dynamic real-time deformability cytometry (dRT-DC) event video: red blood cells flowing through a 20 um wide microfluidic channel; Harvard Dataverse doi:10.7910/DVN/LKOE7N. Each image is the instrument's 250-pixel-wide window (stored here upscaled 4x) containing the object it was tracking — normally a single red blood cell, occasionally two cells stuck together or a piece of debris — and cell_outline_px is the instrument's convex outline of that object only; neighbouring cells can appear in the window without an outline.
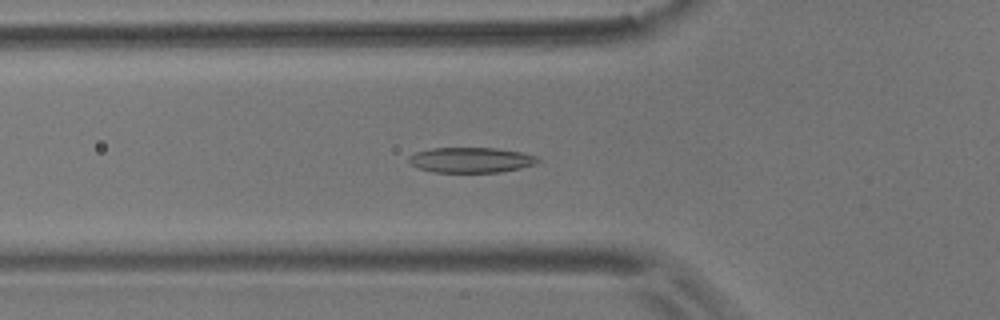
{"species": "common noctule bat (a hibernating species)", "species_latin": "Nyctalus noctula", "temperature_condition": "room temperature", "stored_images_in_passage": 49, "camera_frame_rate_fps": 3000, "um_per_image_px": 0.085, "animal": {"sex": "male", "body_mass_g": 17.9}, "frame": {"image": 1, "passage_image": 12, "time_ms": 3.667, "image_size_px": [1000, 320], "cell_outline_px": [[540, 160], [536, 164], [520, 168], [500, 172], [432, 172], [420, 168], [412, 164], [408, 160], [408, 156], [416, 152], [432, 148], [492, 148], [520, 152], [536, 156]], "centroid_in_image_um": [40.03, 13.6], "position_along_channel_um": 85.8, "area_um2": 18.84}}
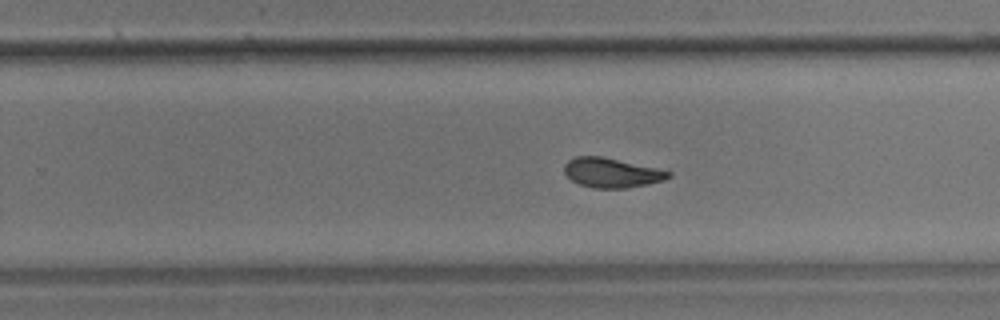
{"frame": {"image": 2, "passage_image": 28, "time_ms": 9.0, "image_size_px": [1000, 320], "cell_outline_px": [[672, 176], [664, 180], [648, 184], [624, 188], [596, 188], [580, 184], [572, 180], [564, 172], [564, 164], [568, 160], [576, 156], [600, 156], [656, 168], [672, 172]], "centroid_in_image_um": [51.98, 14.68], "position_along_channel_um": 277.8, "area_um2": 17.74}}
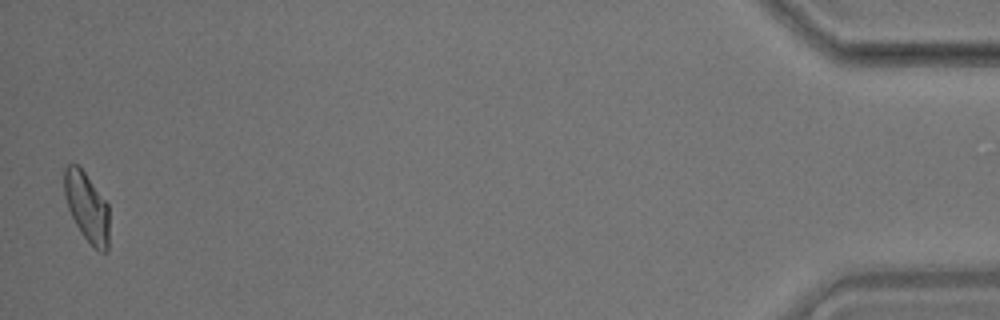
{"frame": {"image": 3, "passage_image": 48, "time_ms": 15.667, "image_size_px": [1000, 320], "cell_outline_px": [[108, 252], [100, 252], [80, 232], [68, 208], [64, 192], [64, 168], [68, 164], [76, 164], [84, 172], [108, 204]], "centroid_in_image_um": [7.38, 17.59], "position_along_channel_um": 427.8, "area_um2": 17.8}, "authors_computed_cell_mechanics": {"area_um2": 18.4382, "velocity_mm_per_s": 3.5928, "shape_relaxation_time_tau1_ms": 4.9291, "shape_relaxation_time_tau2_ms": 2.4108, "deformation_change_tau1": 0.1487, "deformation_change_tau2": 0.0962}}